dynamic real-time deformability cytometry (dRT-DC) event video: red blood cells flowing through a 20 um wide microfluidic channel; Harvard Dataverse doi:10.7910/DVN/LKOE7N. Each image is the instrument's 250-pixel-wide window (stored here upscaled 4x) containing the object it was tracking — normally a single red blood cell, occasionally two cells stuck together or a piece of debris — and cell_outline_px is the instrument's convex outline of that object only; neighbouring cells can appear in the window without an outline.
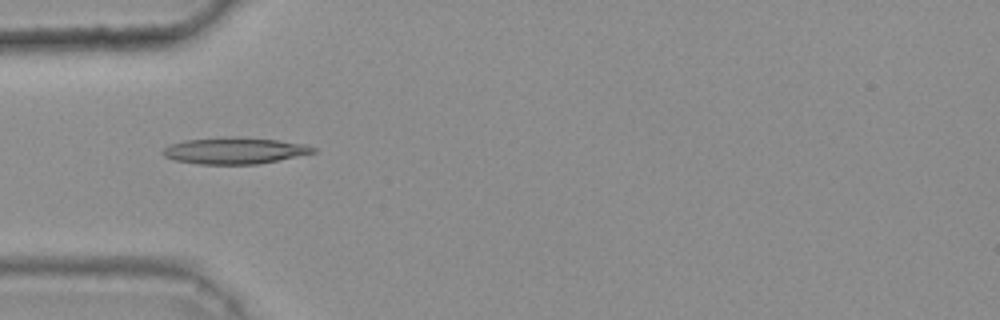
{"species": "common noctule bat (a hibernating species)", "species_latin": "Nyctalus noctula", "temperature_condition": "warm", "stored_images_in_passage": 31, "camera_frame_rate_fps": 3000, "um_per_image_px": 0.085, "animal": {"sex": "female", "body_mass_g": 25.1}, "frame": {"image": 1, "passage_image": 1, "time_ms": 0.0, "image_size_px": [1000, 320], "cell_outline_px": [[316, 152], [256, 164], [196, 164], [172, 160], [164, 156], [160, 152], [164, 148], [172, 144], [184, 140], [224, 136], [236, 136], [276, 140], [304, 144], [316, 148]], "centroid_in_image_um": [19.86, 12.8], "position_along_channel_um": 65.1, "area_um2": 23.24}}
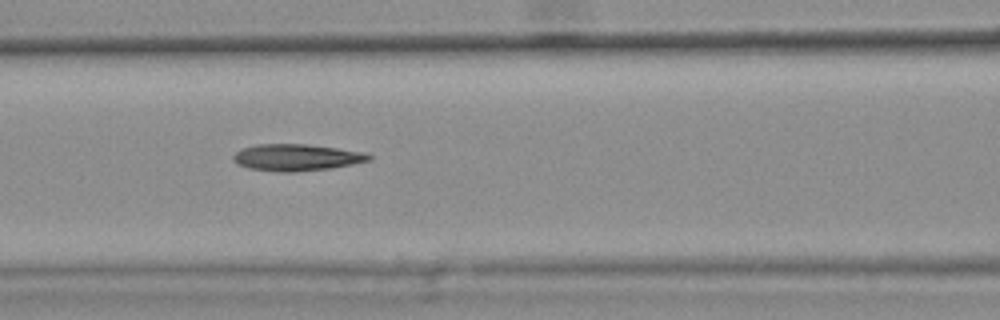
{"frame": {"image": 2, "passage_image": 7, "time_ms": 2.0, "image_size_px": [1000, 320], "cell_outline_px": [[372, 160], [332, 168], [292, 172], [280, 172], [248, 168], [236, 164], [232, 160], [232, 156], [240, 148], [256, 144], [308, 144], [364, 152], [372, 156]], "centroid_in_image_um": [25.17, 13.38], "position_along_channel_um": 141.4, "area_um2": 21.27}}
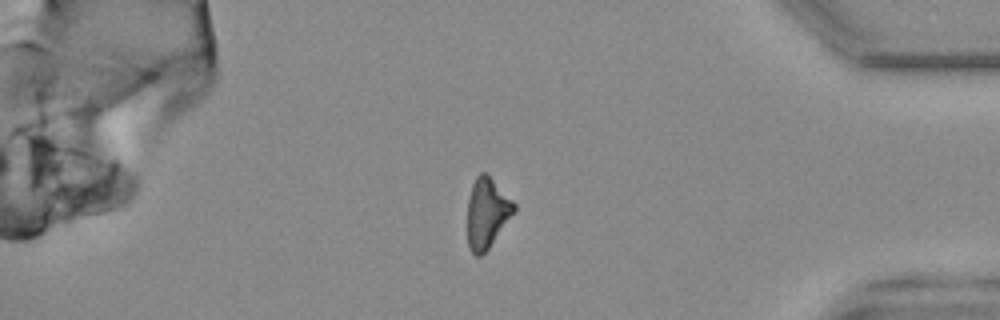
{"frame": {"image": 3, "passage_image": 29, "time_ms": 9.333, "image_size_px": [1000, 320], "cell_outline_px": [[516, 212], [488, 248], [480, 256], [476, 256], [468, 248], [468, 200], [472, 184], [476, 176], [480, 172], [484, 172], [516, 204]], "centroid_in_image_um": [41.39, 18.12], "position_along_channel_um": 393.8, "area_um2": 18.84}, "authors_computed_cell_mechanics": {"area_um2": 20.23, "velocity_mm_per_s": 3.8351, "shape_relaxation_time_tau1_ms": null, "shape_relaxation_time_tau2_ms": 10.3098, "deformation_change_tau1": null, "deformation_change_tau2": 0.2594}}